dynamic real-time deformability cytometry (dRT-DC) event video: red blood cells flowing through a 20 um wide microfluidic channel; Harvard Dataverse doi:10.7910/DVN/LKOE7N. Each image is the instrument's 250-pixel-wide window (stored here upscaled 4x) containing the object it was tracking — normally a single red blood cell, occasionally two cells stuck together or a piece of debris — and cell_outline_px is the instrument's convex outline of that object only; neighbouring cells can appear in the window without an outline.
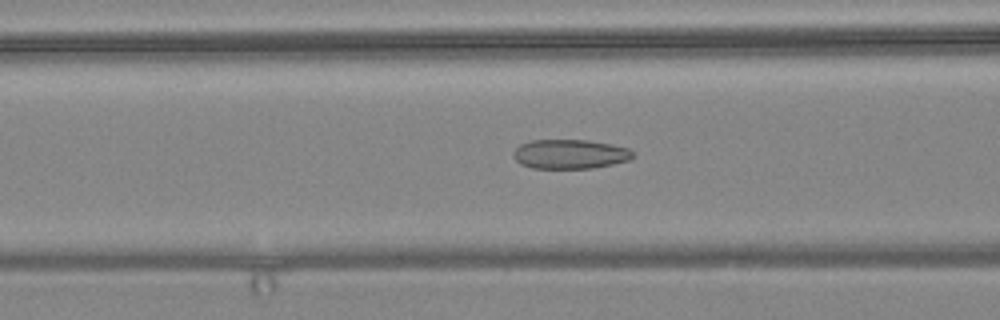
{"species": "common noctule bat (a hibernating species)", "species_latin": "Nyctalus noctula", "temperature_condition": "warm", "stored_images_in_passage": 56, "camera_frame_rate_fps": 3000, "um_per_image_px": 0.085, "animal": {"sex": "female", "body_mass_g": 24.6, "forearm_length_mm": 56.2}, "frame": {"image": 1, "passage_image": 22, "time_ms": 7.0, "image_size_px": [1000, 320], "cell_outline_px": [[636, 156], [628, 160], [612, 164], [592, 168], [532, 168], [520, 164], [512, 156], [512, 152], [520, 144], [532, 140], [588, 140], [612, 144], [628, 148]], "centroid_in_image_um": [48.43, 13.09], "position_along_channel_um": 118.2, "area_um2": 20.52}}
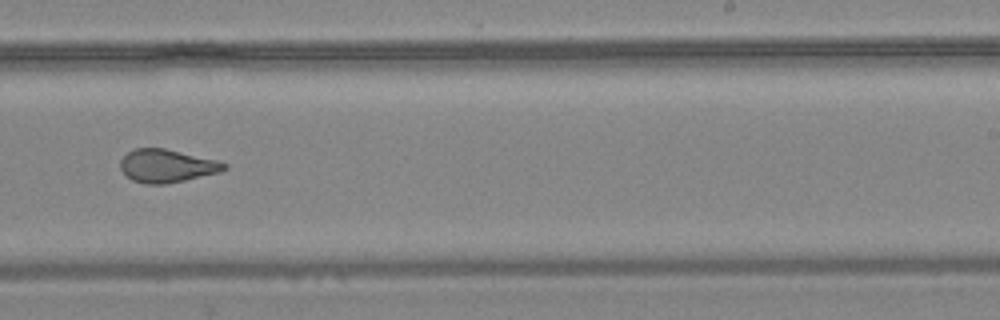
{"frame": {"image": 2, "passage_image": 35, "time_ms": 11.333, "image_size_px": [1000, 320], "cell_outline_px": [[228, 168], [220, 172], [184, 180], [164, 184], [144, 184], [132, 180], [120, 168], [120, 160], [128, 152], [136, 148], [164, 148], [216, 160], [228, 164]], "centroid_in_image_um": [14.18, 14.1], "position_along_channel_um": 274.8, "area_um2": 19.83}}
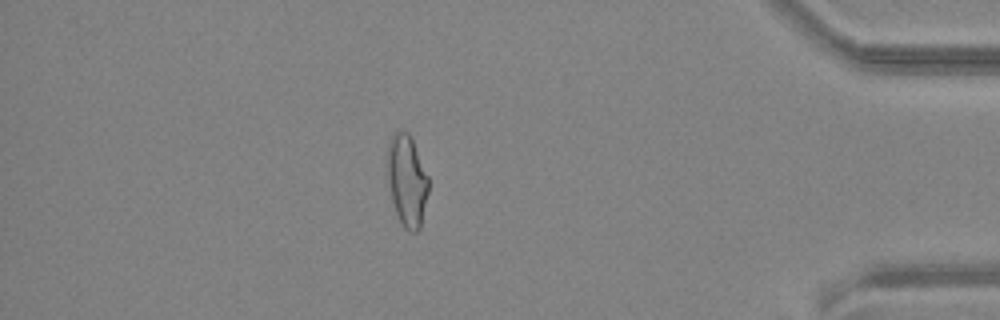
{"frame": {"image": 3, "passage_image": 49, "time_ms": 16.0, "image_size_px": [1000, 320], "cell_outline_px": [[428, 192], [420, 228], [416, 232], [408, 232], [404, 228], [396, 212], [392, 200], [384, 160], [388, 144], [392, 136], [396, 132], [408, 132], [412, 140], [428, 176]], "centroid_in_image_um": [34.56, 15.35], "position_along_channel_um": 400.6, "area_um2": 21.96}, "authors_computed_cell_mechanics": {"area_um2": 21.9929, "velocity_mm_per_s": 3.6213, "shape_relaxation_time_tau1_ms": null, "shape_relaxation_time_tau2_ms": 1.7033, "deformation_change_tau1": null, "deformation_change_tau2": 0.0818}}